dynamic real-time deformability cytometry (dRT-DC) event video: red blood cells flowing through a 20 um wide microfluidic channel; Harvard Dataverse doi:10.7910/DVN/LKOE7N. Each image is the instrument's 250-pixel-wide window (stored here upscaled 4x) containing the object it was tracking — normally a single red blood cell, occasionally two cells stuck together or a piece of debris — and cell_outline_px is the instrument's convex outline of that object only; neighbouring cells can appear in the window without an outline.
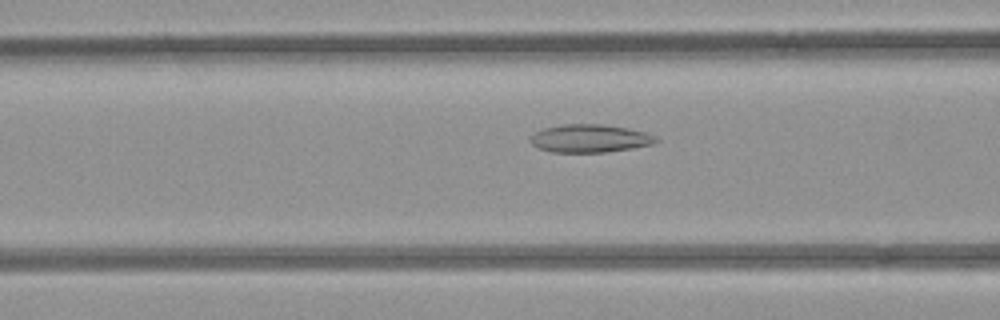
{"species": "common noctule bat (a hibernating species)", "species_latin": "Nyctalus noctula", "temperature_condition": "room temperature", "stored_images_in_passage": 47, "camera_frame_rate_fps": 3000, "um_per_image_px": 0.085, "animal": {"sex": "female", "body_mass_g": 21.9}, "frame": {"image": 1, "passage_image": 15, "time_ms": 4.667, "image_size_px": [1000, 320], "cell_outline_px": [[660, 140], [652, 144], [632, 148], [604, 152], [552, 152], [536, 148], [528, 140], [528, 136], [544, 128], [560, 124], [604, 124], [628, 128], [644, 132], [656, 136]], "centroid_in_image_um": [50.09, 11.76], "position_along_channel_um": 116.5, "area_um2": 20.69}}
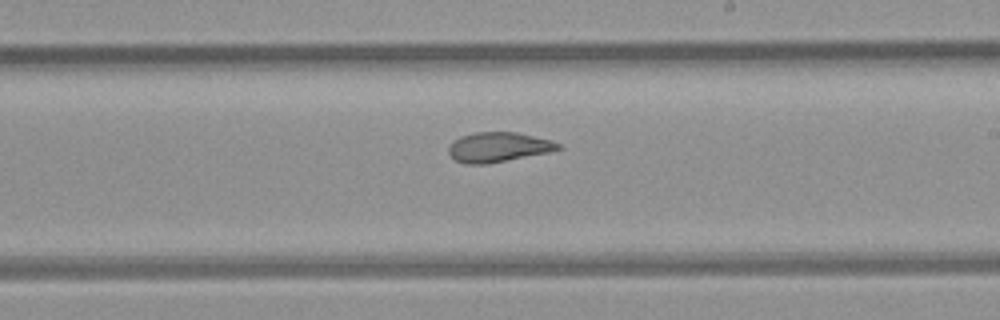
{"frame": {"image": 2, "passage_image": 25, "time_ms": 8.0, "image_size_px": [1000, 320], "cell_outline_px": [[564, 148], [548, 152], [484, 164], [464, 164], [456, 160], [448, 152], [448, 144], [452, 140], [460, 136], [476, 132], [516, 132], [552, 140], [560, 144]], "centroid_in_image_um": [42.33, 12.49], "position_along_channel_um": 246.7, "area_um2": 18.96}}
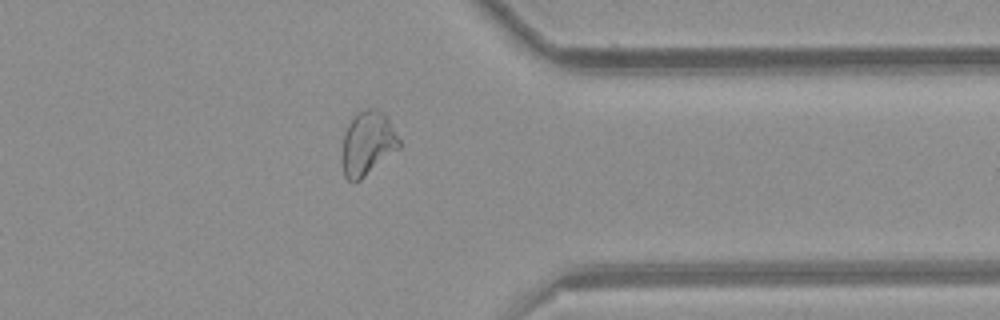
{"frame": {"image": 3, "passage_image": 36, "time_ms": 11.667, "image_size_px": [1000, 320], "cell_outline_px": [[400, 148], [360, 180], [348, 180], [344, 176], [344, 132], [348, 124], [356, 112], [368, 108], [376, 108], [384, 112], [388, 116], [400, 140]], "centroid_in_image_um": [31.29, 12.13], "position_along_channel_um": 380.1, "area_um2": 21.1}, "authors_computed_cell_mechanics": {"area_um2": 21.6172, "velocity_mm_per_s": 3.8903, "shape_relaxation_time_tau1_ms": null, "shape_relaxation_time_tau2_ms": 1.6727, "deformation_change_tau1": null, "deformation_change_tau2": 0.092}}